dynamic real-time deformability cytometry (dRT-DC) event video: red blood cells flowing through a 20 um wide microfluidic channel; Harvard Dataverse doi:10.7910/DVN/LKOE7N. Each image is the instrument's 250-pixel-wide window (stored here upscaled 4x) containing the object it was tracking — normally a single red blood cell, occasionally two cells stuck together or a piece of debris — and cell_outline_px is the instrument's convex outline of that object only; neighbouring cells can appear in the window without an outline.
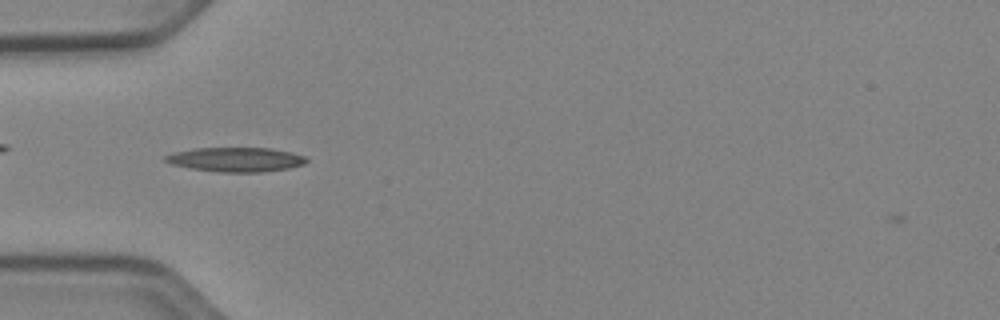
{"species": "Egyptian fruit bat (a non-hibernating species)", "species_latin": "Rousettus aegyptiacus", "temperature_condition": "cold", "stored_images_in_passage": 37, "camera_frame_rate_fps": 3000, "um_per_image_px": 0.085, "animal": {"sex": "female"}, "frame": {"image": 1, "passage_image": 2, "time_ms": 0.333, "image_size_px": [1000, 320], "cell_outline_px": [[308, 160], [304, 164], [288, 168], [260, 172], [220, 172], [192, 168], [172, 164], [164, 160], [164, 156], [172, 152], [196, 148], [272, 148], [292, 152], [304, 156]], "centroid_in_image_um": [20.05, 13.55], "position_along_channel_um": 65.0, "area_um2": 19.94}}
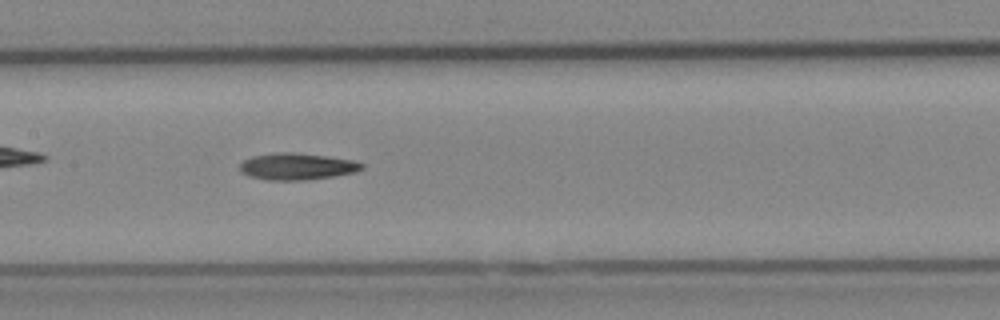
{"frame": {"image": 2, "passage_image": 11, "time_ms": 3.333, "image_size_px": [1000, 320], "cell_outline_px": [[364, 168], [356, 172], [332, 176], [304, 180], [268, 180], [248, 176], [240, 172], [240, 164], [244, 160], [252, 156], [276, 152], [296, 152], [328, 156], [356, 160], [364, 164]], "centroid_in_image_um": [25.26, 14.14], "position_along_channel_um": 182.1, "area_um2": 19.19}}
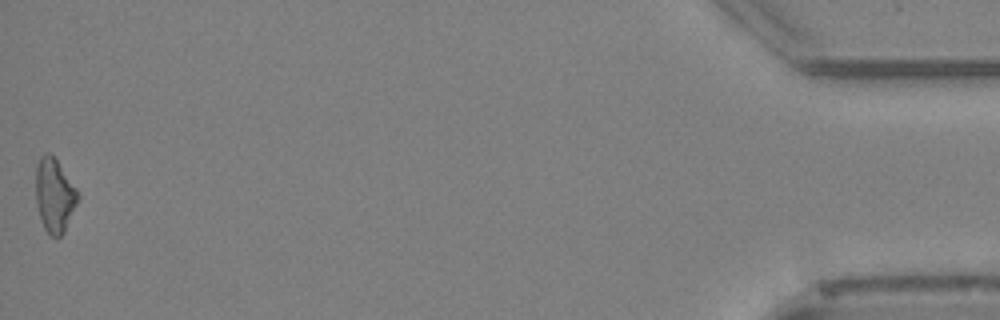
{"frame": {"image": 3, "passage_image": 37, "time_ms": 12.0, "image_size_px": [1000, 320], "cell_outline_px": [[80, 196], [64, 232], [60, 236], [52, 236], [44, 228], [36, 204], [36, 164], [40, 156], [44, 152], [48, 152], [56, 160], [76, 188]], "centroid_in_image_um": [4.62, 16.58], "position_along_channel_um": 430.6, "area_um2": 17.86}, "authors_computed_cell_mechanics": {"area_um2": 17.9758, "velocity_mm_per_s": 3.9597, "shape_relaxation_time_tau1_ms": null, "shape_relaxation_time_tau2_ms": 4.7168, "deformation_change_tau1": null, "deformation_change_tau2": 0.1357}}